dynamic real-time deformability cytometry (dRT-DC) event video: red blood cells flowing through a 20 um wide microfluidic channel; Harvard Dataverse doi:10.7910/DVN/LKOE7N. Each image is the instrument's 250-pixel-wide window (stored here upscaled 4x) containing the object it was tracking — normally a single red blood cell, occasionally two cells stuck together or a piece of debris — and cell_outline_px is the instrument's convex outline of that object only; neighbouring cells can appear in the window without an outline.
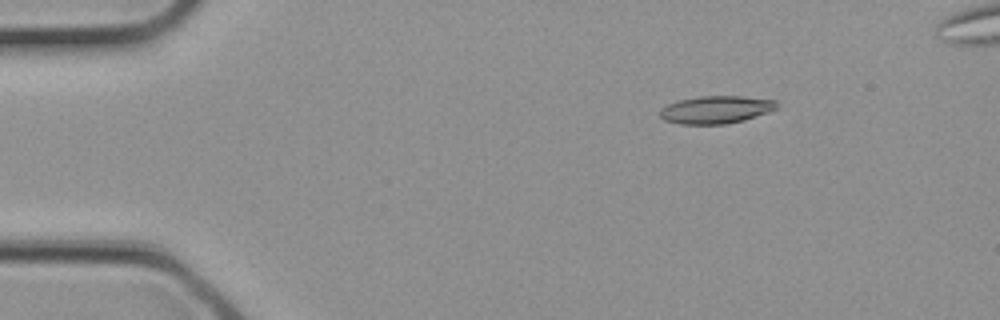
{"species": "common noctule bat (a hibernating species)", "species_latin": "Nyctalus noctula", "temperature_condition": "cold", "stored_images_in_passage": 4, "camera_frame_rate_fps": 3000, "um_per_image_px": 0.085, "animal": {"sex": "female", "body_mass_g": 21.9}, "frame": {"image": 1, "passage_image": 4, "time_ms": 1.0, "image_size_px": [1000, 320], "cell_outline_px": [[776, 108], [768, 112], [744, 120], [724, 124], [680, 124], [664, 120], [660, 116], [660, 108], [668, 104], [680, 100], [696, 96], [740, 96], [776, 100]], "centroid_in_image_um": [60.82, 9.32], "position_along_channel_um": 24.2, "area_um2": 18.73}}